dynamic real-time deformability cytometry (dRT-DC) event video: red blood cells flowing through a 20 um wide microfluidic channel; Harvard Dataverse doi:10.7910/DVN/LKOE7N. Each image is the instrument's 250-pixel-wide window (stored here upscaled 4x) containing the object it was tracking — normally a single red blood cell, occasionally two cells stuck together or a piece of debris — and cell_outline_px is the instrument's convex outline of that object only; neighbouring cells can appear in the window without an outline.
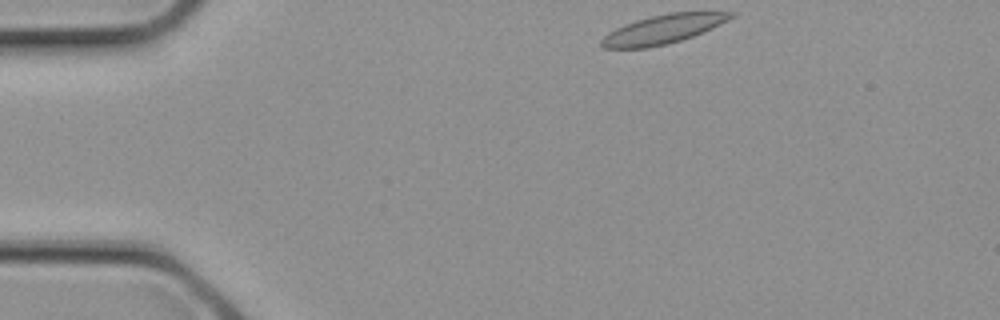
{"species": "common noctule bat (a hibernating species)", "species_latin": "Nyctalus noctula", "temperature_condition": "cold", "stored_images_in_passage": 2, "camera_frame_rate_fps": 3000, "um_per_image_px": 0.085, "animal": {"sex": "female", "body_mass_g": 21.9}, "frame": {"image": 1, "passage_image": 1, "time_ms": 0.0, "image_size_px": [1000, 320], "cell_outline_px": [[736, 16], [712, 28], [692, 36], [668, 44], [648, 48], [604, 48], [600, 44], [600, 40], [608, 32], [624, 24], [636, 20], [668, 12], [736, 12]], "centroid_in_image_um": [56.35, 2.48], "position_along_channel_um": 28.7, "area_um2": 21.79}}